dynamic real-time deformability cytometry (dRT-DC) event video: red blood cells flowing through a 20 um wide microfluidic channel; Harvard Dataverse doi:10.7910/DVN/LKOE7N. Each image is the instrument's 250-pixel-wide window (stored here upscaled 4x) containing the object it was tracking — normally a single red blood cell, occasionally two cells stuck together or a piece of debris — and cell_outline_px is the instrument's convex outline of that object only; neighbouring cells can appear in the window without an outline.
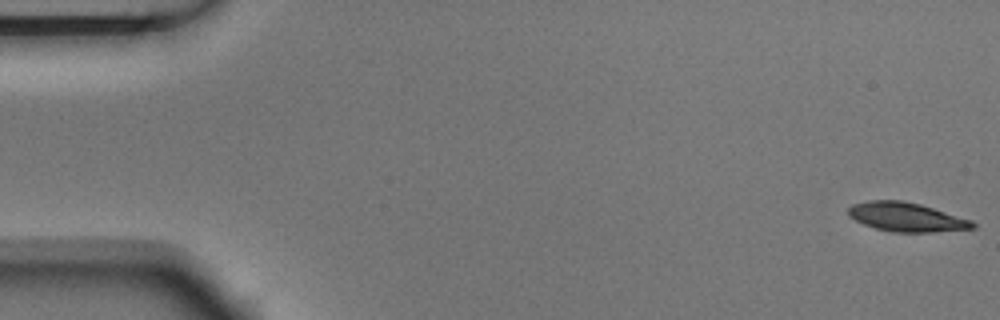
{"species": "Egyptian fruit bat (a non-hibernating species)", "species_latin": "Rousettus aegyptiacus", "temperature_condition": "room temperature", "stored_images_in_passage": 6, "camera_frame_rate_fps": 3000, "um_per_image_px": 0.085, "animal": {"sex": "male"}, "frame": {"image": 1, "passage_image": 1, "time_ms": 0.0, "image_size_px": [1000, 320], "cell_outline_px": [[976, 228], [932, 232], [896, 232], [876, 228], [864, 224], [848, 216], [848, 208], [852, 204], [868, 200], [900, 200], [920, 204], [972, 220], [976, 224]], "centroid_in_image_um": [77.04, 18.44], "position_along_channel_um": 8.0, "area_um2": 20.92}}
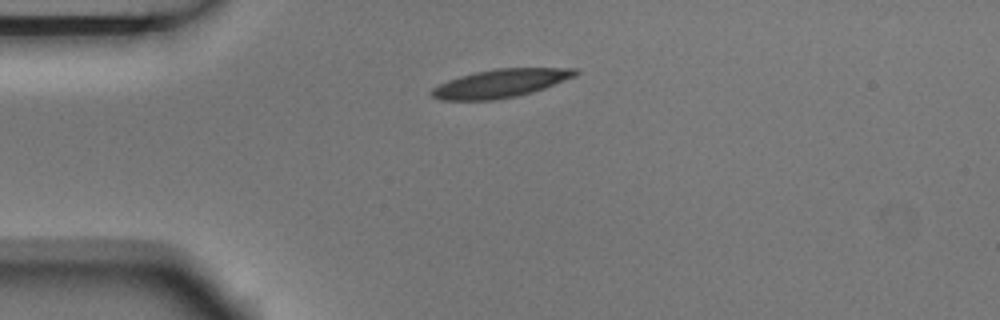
{"frame": {"image": 2, "passage_image": 6, "time_ms": 1.667, "image_size_px": [1000, 320], "cell_outline_px": [[580, 72], [576, 76], [544, 88], [532, 92], [516, 96], [492, 100], [440, 100], [432, 96], [428, 92], [432, 88], [448, 80], [460, 76], [476, 72], [496, 68], [576, 68]], "centroid_in_image_um": [42.54, 7.08], "position_along_channel_um": 42.5, "area_um2": 23.64}}